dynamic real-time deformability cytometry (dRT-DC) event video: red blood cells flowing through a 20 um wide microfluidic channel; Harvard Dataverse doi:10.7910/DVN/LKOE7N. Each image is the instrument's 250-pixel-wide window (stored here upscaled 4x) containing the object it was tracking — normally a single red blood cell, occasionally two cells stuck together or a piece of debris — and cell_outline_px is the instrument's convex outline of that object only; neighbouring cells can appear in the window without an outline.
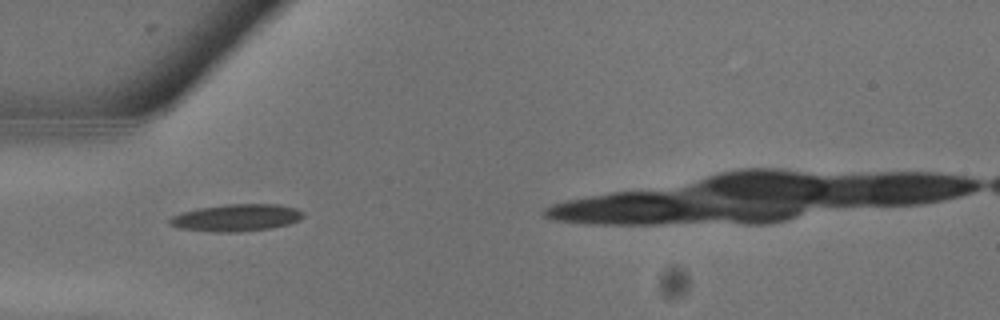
{"species": "common noctule bat (a hibernating species)", "species_latin": "Nyctalus noctula", "temperature_condition": "warm", "stored_images_in_passage": 10, "camera_frame_rate_fps": 3000, "um_per_image_px": 0.085, "animal": {"sex": "male", "body_mass_g": 13.3}, "frame": {"image": 1, "passage_image": 1, "time_ms": 0.0, "image_size_px": [1000, 320], "cell_outline_px": [[304, 216], [300, 220], [288, 224], [272, 228], [236, 232], [212, 232], [180, 228], [172, 224], [168, 220], [172, 216], [184, 212], [200, 208], [224, 204], [276, 204], [296, 208], [304, 212]], "centroid_in_image_um": [20.14, 18.5], "position_along_channel_um": 64.9, "area_um2": 20.98}}
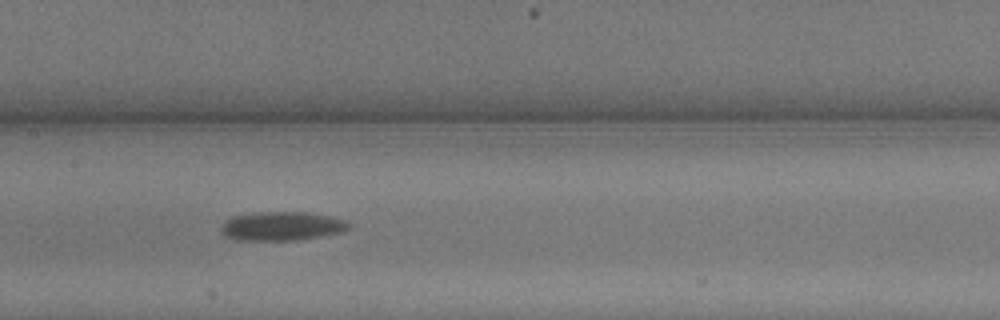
{"frame": {"image": 2, "passage_image": 6, "time_ms": 1.667, "image_size_px": [1000, 320], "cell_outline_px": [[348, 228], [340, 232], [320, 236], [292, 240], [236, 240], [224, 236], [220, 232], [220, 224], [224, 220], [232, 216], [252, 212], [304, 212], [328, 216], [344, 220], [348, 224]], "centroid_in_image_um": [23.81, 19.21], "position_along_channel_um": 183.6, "area_um2": 21.44}}
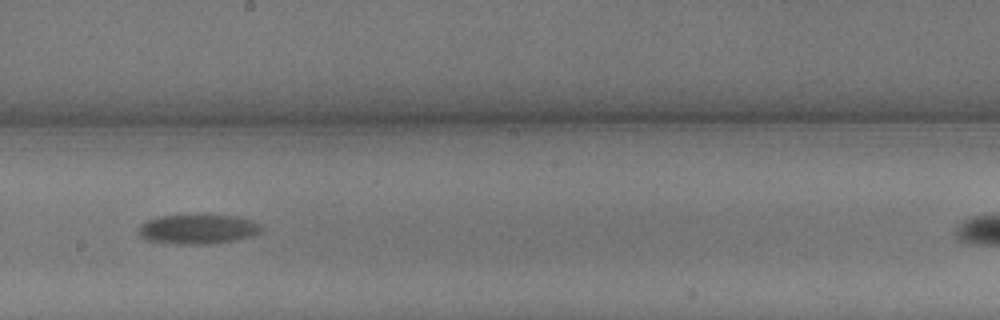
{"frame": {"image": 3, "passage_image": 8, "time_ms": 2.333, "image_size_px": [1000, 320], "cell_outline_px": [[264, 228], [260, 232], [252, 236], [236, 240], [208, 244], [184, 244], [144, 240], [136, 232], [136, 228], [140, 224], [148, 220], [160, 216], [236, 216], [260, 224]], "centroid_in_image_um": [16.78, 19.5], "position_along_channel_um": 231.4, "area_um2": 20.98}}